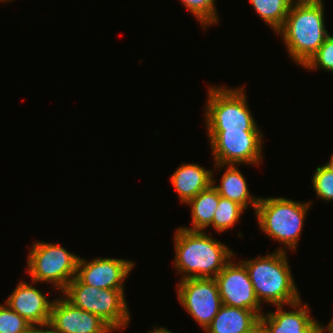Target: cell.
Wrapping results in <instances>:
<instances>
[{"mask_svg": "<svg viewBox=\"0 0 333 333\" xmlns=\"http://www.w3.org/2000/svg\"><path fill=\"white\" fill-rule=\"evenodd\" d=\"M174 243L173 265L179 274L182 273L181 279L215 278L230 259L235 257L230 248L204 231L179 227L174 235Z\"/></svg>", "mask_w": 333, "mask_h": 333, "instance_id": "cell-1", "label": "cell"}, {"mask_svg": "<svg viewBox=\"0 0 333 333\" xmlns=\"http://www.w3.org/2000/svg\"><path fill=\"white\" fill-rule=\"evenodd\" d=\"M286 253L282 247L263 257L241 260L260 304L265 301L275 306H290L301 299Z\"/></svg>", "mask_w": 333, "mask_h": 333, "instance_id": "cell-2", "label": "cell"}, {"mask_svg": "<svg viewBox=\"0 0 333 333\" xmlns=\"http://www.w3.org/2000/svg\"><path fill=\"white\" fill-rule=\"evenodd\" d=\"M323 5V2L291 5L284 25L277 32L282 35L287 53L297 65L304 66L329 35L325 29Z\"/></svg>", "mask_w": 333, "mask_h": 333, "instance_id": "cell-3", "label": "cell"}, {"mask_svg": "<svg viewBox=\"0 0 333 333\" xmlns=\"http://www.w3.org/2000/svg\"><path fill=\"white\" fill-rule=\"evenodd\" d=\"M312 203L313 201L302 203L284 197H259L255 210L258 225L267 236L284 244L287 249L295 251L306 212Z\"/></svg>", "mask_w": 333, "mask_h": 333, "instance_id": "cell-4", "label": "cell"}, {"mask_svg": "<svg viewBox=\"0 0 333 333\" xmlns=\"http://www.w3.org/2000/svg\"><path fill=\"white\" fill-rule=\"evenodd\" d=\"M124 289H102L83 284L76 276L62 291L73 306L99 316L113 330L125 329L131 320Z\"/></svg>", "mask_w": 333, "mask_h": 333, "instance_id": "cell-5", "label": "cell"}, {"mask_svg": "<svg viewBox=\"0 0 333 333\" xmlns=\"http://www.w3.org/2000/svg\"><path fill=\"white\" fill-rule=\"evenodd\" d=\"M244 87H208L207 131H260L246 100Z\"/></svg>", "mask_w": 333, "mask_h": 333, "instance_id": "cell-6", "label": "cell"}, {"mask_svg": "<svg viewBox=\"0 0 333 333\" xmlns=\"http://www.w3.org/2000/svg\"><path fill=\"white\" fill-rule=\"evenodd\" d=\"M27 273L32 283L47 282L63 291L76 276L79 256L57 243L36 242L29 250Z\"/></svg>", "mask_w": 333, "mask_h": 333, "instance_id": "cell-7", "label": "cell"}, {"mask_svg": "<svg viewBox=\"0 0 333 333\" xmlns=\"http://www.w3.org/2000/svg\"><path fill=\"white\" fill-rule=\"evenodd\" d=\"M214 163L259 165L262 158L261 131H207Z\"/></svg>", "mask_w": 333, "mask_h": 333, "instance_id": "cell-8", "label": "cell"}, {"mask_svg": "<svg viewBox=\"0 0 333 333\" xmlns=\"http://www.w3.org/2000/svg\"><path fill=\"white\" fill-rule=\"evenodd\" d=\"M177 297L188 314L205 330L222 306L214 278H185L177 286Z\"/></svg>", "mask_w": 333, "mask_h": 333, "instance_id": "cell-9", "label": "cell"}, {"mask_svg": "<svg viewBox=\"0 0 333 333\" xmlns=\"http://www.w3.org/2000/svg\"><path fill=\"white\" fill-rule=\"evenodd\" d=\"M222 305L255 311L262 315L261 304L257 299L245 265L231 260L214 278Z\"/></svg>", "mask_w": 333, "mask_h": 333, "instance_id": "cell-10", "label": "cell"}, {"mask_svg": "<svg viewBox=\"0 0 333 333\" xmlns=\"http://www.w3.org/2000/svg\"><path fill=\"white\" fill-rule=\"evenodd\" d=\"M134 268V262L116 258H80L76 277L86 285L102 289H124V280Z\"/></svg>", "mask_w": 333, "mask_h": 333, "instance_id": "cell-11", "label": "cell"}, {"mask_svg": "<svg viewBox=\"0 0 333 333\" xmlns=\"http://www.w3.org/2000/svg\"><path fill=\"white\" fill-rule=\"evenodd\" d=\"M49 323L58 333L114 332L99 316L73 306L63 296L53 301Z\"/></svg>", "mask_w": 333, "mask_h": 333, "instance_id": "cell-12", "label": "cell"}, {"mask_svg": "<svg viewBox=\"0 0 333 333\" xmlns=\"http://www.w3.org/2000/svg\"><path fill=\"white\" fill-rule=\"evenodd\" d=\"M290 306L293 307V311H284L280 305L275 306L277 311H270L265 315L263 313L260 316L266 333H321L323 325L312 319L307 304H302L300 299Z\"/></svg>", "mask_w": 333, "mask_h": 333, "instance_id": "cell-13", "label": "cell"}, {"mask_svg": "<svg viewBox=\"0 0 333 333\" xmlns=\"http://www.w3.org/2000/svg\"><path fill=\"white\" fill-rule=\"evenodd\" d=\"M5 303L31 325L45 324L50 320L53 301L30 283L19 282Z\"/></svg>", "mask_w": 333, "mask_h": 333, "instance_id": "cell-14", "label": "cell"}, {"mask_svg": "<svg viewBox=\"0 0 333 333\" xmlns=\"http://www.w3.org/2000/svg\"><path fill=\"white\" fill-rule=\"evenodd\" d=\"M213 171L193 164H184L171 175V183L174 186L180 201L187 203L201 191L212 185Z\"/></svg>", "mask_w": 333, "mask_h": 333, "instance_id": "cell-15", "label": "cell"}, {"mask_svg": "<svg viewBox=\"0 0 333 333\" xmlns=\"http://www.w3.org/2000/svg\"><path fill=\"white\" fill-rule=\"evenodd\" d=\"M259 321L260 316L255 311L222 305L205 332L245 333Z\"/></svg>", "mask_w": 333, "mask_h": 333, "instance_id": "cell-16", "label": "cell"}, {"mask_svg": "<svg viewBox=\"0 0 333 333\" xmlns=\"http://www.w3.org/2000/svg\"><path fill=\"white\" fill-rule=\"evenodd\" d=\"M214 165L218 170L226 166V171L222 175L219 186L215 184L216 181L212 178V185L218 191V194L238 203L245 209L250 205L255 211L259 198L253 197L249 193L247 182L237 165H221L217 163H214Z\"/></svg>", "mask_w": 333, "mask_h": 333, "instance_id": "cell-17", "label": "cell"}, {"mask_svg": "<svg viewBox=\"0 0 333 333\" xmlns=\"http://www.w3.org/2000/svg\"><path fill=\"white\" fill-rule=\"evenodd\" d=\"M218 191L211 185L204 191L198 193L186 204H190L192 227H181L192 231H204L212 225L213 216L219 204Z\"/></svg>", "mask_w": 333, "mask_h": 333, "instance_id": "cell-18", "label": "cell"}, {"mask_svg": "<svg viewBox=\"0 0 333 333\" xmlns=\"http://www.w3.org/2000/svg\"><path fill=\"white\" fill-rule=\"evenodd\" d=\"M258 16L276 33L284 25L291 7L290 0H249Z\"/></svg>", "mask_w": 333, "mask_h": 333, "instance_id": "cell-19", "label": "cell"}, {"mask_svg": "<svg viewBox=\"0 0 333 333\" xmlns=\"http://www.w3.org/2000/svg\"><path fill=\"white\" fill-rule=\"evenodd\" d=\"M245 208L238 203L231 201L228 198L219 197V204L213 216L212 227L222 232L233 228L234 225L239 221Z\"/></svg>", "mask_w": 333, "mask_h": 333, "instance_id": "cell-20", "label": "cell"}, {"mask_svg": "<svg viewBox=\"0 0 333 333\" xmlns=\"http://www.w3.org/2000/svg\"><path fill=\"white\" fill-rule=\"evenodd\" d=\"M181 3L188 9L191 14L204 26L206 29L209 25L217 24L218 13L216 12L215 0H180ZM207 26V27H206Z\"/></svg>", "mask_w": 333, "mask_h": 333, "instance_id": "cell-21", "label": "cell"}, {"mask_svg": "<svg viewBox=\"0 0 333 333\" xmlns=\"http://www.w3.org/2000/svg\"><path fill=\"white\" fill-rule=\"evenodd\" d=\"M306 70L324 69L328 72H333V36L330 34L326 37L323 44L317 52L303 66Z\"/></svg>", "mask_w": 333, "mask_h": 333, "instance_id": "cell-22", "label": "cell"}, {"mask_svg": "<svg viewBox=\"0 0 333 333\" xmlns=\"http://www.w3.org/2000/svg\"><path fill=\"white\" fill-rule=\"evenodd\" d=\"M30 325L6 303L0 305V333H24Z\"/></svg>", "mask_w": 333, "mask_h": 333, "instance_id": "cell-23", "label": "cell"}, {"mask_svg": "<svg viewBox=\"0 0 333 333\" xmlns=\"http://www.w3.org/2000/svg\"><path fill=\"white\" fill-rule=\"evenodd\" d=\"M312 185L318 198L333 201V173L324 165L316 168L312 175Z\"/></svg>", "mask_w": 333, "mask_h": 333, "instance_id": "cell-24", "label": "cell"}, {"mask_svg": "<svg viewBox=\"0 0 333 333\" xmlns=\"http://www.w3.org/2000/svg\"><path fill=\"white\" fill-rule=\"evenodd\" d=\"M24 333H58V332L55 331L52 325L48 322L41 325L39 324L30 325Z\"/></svg>", "mask_w": 333, "mask_h": 333, "instance_id": "cell-25", "label": "cell"}, {"mask_svg": "<svg viewBox=\"0 0 333 333\" xmlns=\"http://www.w3.org/2000/svg\"><path fill=\"white\" fill-rule=\"evenodd\" d=\"M245 333H266V330L262 322L259 321L255 326H253L249 331Z\"/></svg>", "mask_w": 333, "mask_h": 333, "instance_id": "cell-26", "label": "cell"}, {"mask_svg": "<svg viewBox=\"0 0 333 333\" xmlns=\"http://www.w3.org/2000/svg\"><path fill=\"white\" fill-rule=\"evenodd\" d=\"M291 4H318L322 3L323 0H290Z\"/></svg>", "mask_w": 333, "mask_h": 333, "instance_id": "cell-27", "label": "cell"}, {"mask_svg": "<svg viewBox=\"0 0 333 333\" xmlns=\"http://www.w3.org/2000/svg\"><path fill=\"white\" fill-rule=\"evenodd\" d=\"M328 331V333H333V316L331 321L327 324L326 327L321 326V333H326L325 331Z\"/></svg>", "mask_w": 333, "mask_h": 333, "instance_id": "cell-28", "label": "cell"}, {"mask_svg": "<svg viewBox=\"0 0 333 333\" xmlns=\"http://www.w3.org/2000/svg\"><path fill=\"white\" fill-rule=\"evenodd\" d=\"M148 333H173V332L162 326L160 328L156 327L154 330L149 331Z\"/></svg>", "mask_w": 333, "mask_h": 333, "instance_id": "cell-29", "label": "cell"}, {"mask_svg": "<svg viewBox=\"0 0 333 333\" xmlns=\"http://www.w3.org/2000/svg\"><path fill=\"white\" fill-rule=\"evenodd\" d=\"M324 166L333 173V154L331 155L330 160H328V163Z\"/></svg>", "mask_w": 333, "mask_h": 333, "instance_id": "cell-30", "label": "cell"}]
</instances>
